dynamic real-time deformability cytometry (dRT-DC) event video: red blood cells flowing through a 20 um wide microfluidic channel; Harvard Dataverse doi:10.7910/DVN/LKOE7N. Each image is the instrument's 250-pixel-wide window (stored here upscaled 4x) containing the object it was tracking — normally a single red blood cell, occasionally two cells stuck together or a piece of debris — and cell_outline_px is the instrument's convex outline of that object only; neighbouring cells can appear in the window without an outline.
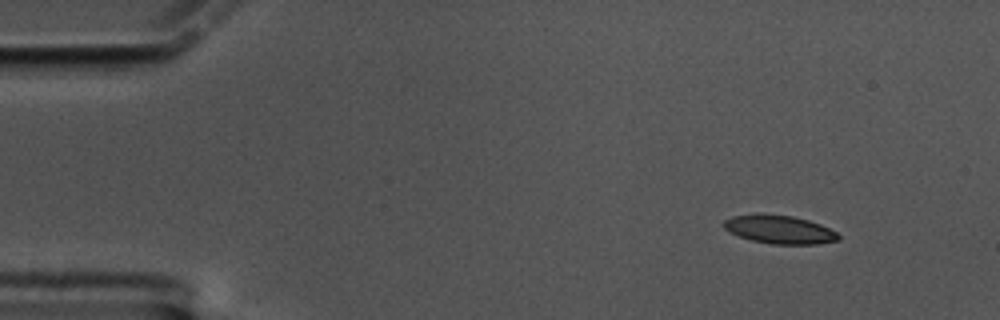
{"species": "common noctule bat (a hibernating species)", "species_latin": "Nyctalus noctula", "temperature_condition": "cold", "stored_images_in_passage": 59, "camera_frame_rate_fps": 3000, "um_per_image_px": 0.085, "animal": {"sex": "male", "body_mass_g": 17.5, "forearm_length_mm": 52.3}, "frame": {"image": 1, "passage_image": 6, "time_ms": 1.667, "image_size_px": [1000, 320], "cell_outline_px": [[840, 240], [816, 244], [772, 244], [752, 240], [728, 232], [724, 228], [724, 220], [732, 216], [756, 212], [792, 216], [808, 220], [820, 224], [836, 232], [840, 236]], "centroid_in_image_um": [66.22, 19.49], "position_along_channel_um": 18.8, "area_um2": 19.13}}
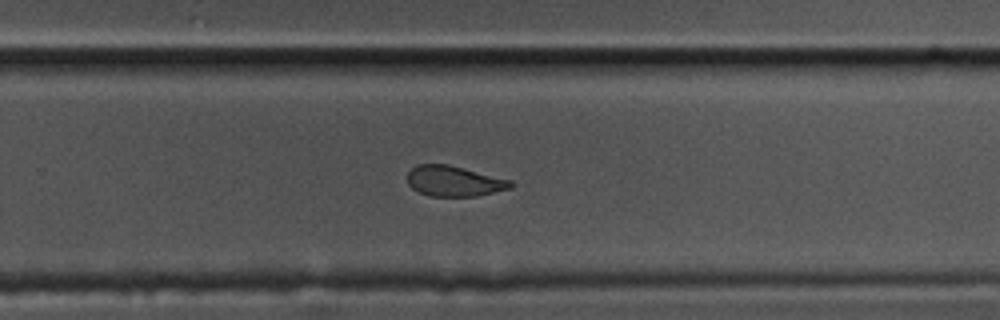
{"frame": {"image": 2, "passage_image": 38, "time_ms": 12.333, "image_size_px": [1000, 320], "cell_outline_px": [[516, 184], [512, 188], [476, 196], [428, 196], [412, 188], [408, 184], [408, 172], [416, 164], [448, 164], [512, 180]], "centroid_in_image_um": [38.62, 15.39], "position_along_channel_um": 291.2, "area_um2": 18.44}}
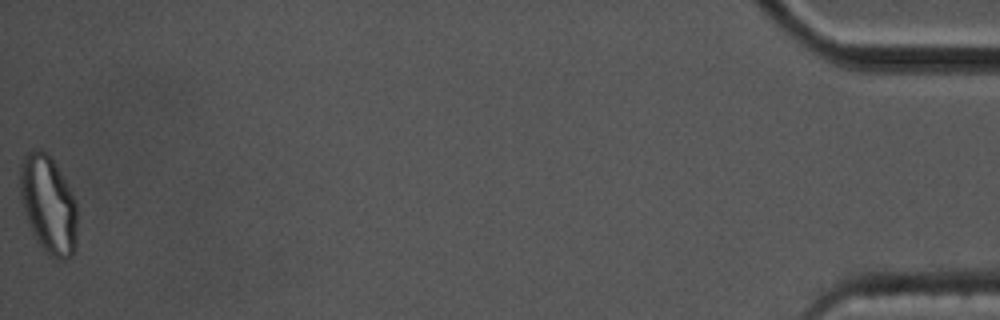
{"frame": {"image": 3, "passage_image": 59, "time_ms": 19.333, "image_size_px": [1000, 320], "cell_outline_px": [[76, 248], [72, 256], [64, 260], [60, 260], [52, 256], [36, 240], [28, 224], [20, 200], [20, 164], [24, 152], [32, 148], [40, 148], [48, 152], [72, 192], [76, 200]], "centroid_in_image_um": [4.09, 17.33], "position_along_channel_um": 431.1, "area_um2": 33.0}, "authors_computed_cell_mechanics": {"area_um2": 19.8832, "velocity_mm_per_s": 3.3968, "shape_relaxation_time_tau1_ms": 10.715, "shape_relaxation_time_tau2_ms": 2.6843, "deformation_change_tau1": 0.2099, "deformation_change_tau2": 0.0857}}